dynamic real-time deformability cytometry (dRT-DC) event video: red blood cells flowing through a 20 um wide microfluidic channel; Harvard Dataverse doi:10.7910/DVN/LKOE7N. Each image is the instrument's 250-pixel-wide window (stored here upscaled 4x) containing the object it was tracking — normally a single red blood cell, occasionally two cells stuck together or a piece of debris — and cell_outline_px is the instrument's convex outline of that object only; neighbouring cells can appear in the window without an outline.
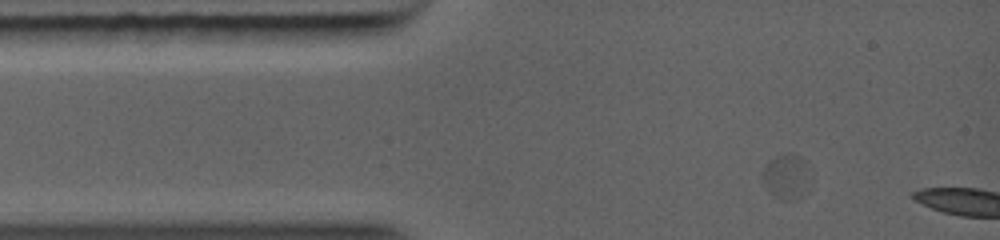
{"species": "common noctule bat (a hibernating species)", "species_latin": "Nyctalus noctula", "temperature_condition": "warm", "stored_images_in_passage": 4, "segment_of_instrument_passage": [1, 2], "camera_frame_rate_fps": 5000, "um_per_image_px": 0.085, "animal": {"sex": "female", "body_mass_g": 19.0, "forearm_length_mm": 56.7}, "frame": {"image": 1, "passage_image": 1, "time_ms": 0.0, "image_size_px": [1000, 240], "cell_outline_px": [[808, 192], [800, 196], [788, 200], [780, 200], [772, 196], [768, 192], [760, 176], [764, 168], [776, 156], [800, 156], [804, 160]], "centroid_in_image_um": [66.77, 15.09], "position_along_channel_um": 18.2, "area_um2": 11.91}}